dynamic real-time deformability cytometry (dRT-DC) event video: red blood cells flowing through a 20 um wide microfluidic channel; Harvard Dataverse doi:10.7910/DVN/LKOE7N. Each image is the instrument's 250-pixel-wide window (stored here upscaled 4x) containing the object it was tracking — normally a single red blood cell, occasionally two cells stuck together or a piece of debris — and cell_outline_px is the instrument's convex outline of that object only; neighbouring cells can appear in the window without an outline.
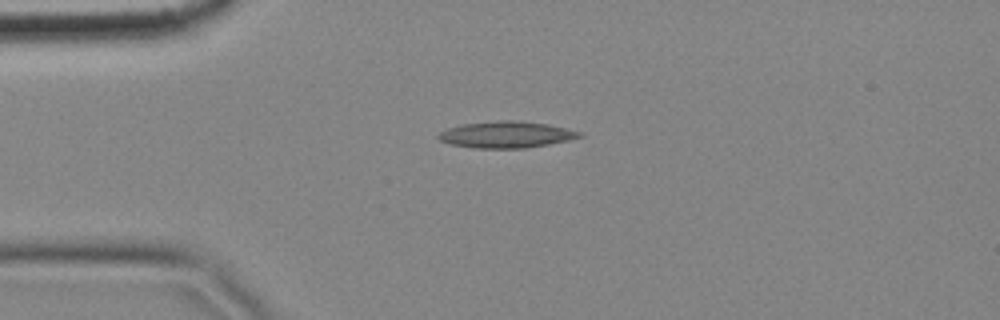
{"species": "common noctule bat (a hibernating species)", "species_latin": "Nyctalus noctula", "temperature_condition": "cold", "stored_images_in_passage": 3, "camera_frame_rate_fps": 3000, "um_per_image_px": 0.085, "animal": {"sex": "female", "body_mass_g": 18.4}, "frame": {"image": 1, "passage_image": 3, "time_ms": 0.667, "image_size_px": [1000, 320], "cell_outline_px": [[584, 136], [568, 140], [548, 144], [524, 148], [476, 148], [452, 144], [440, 140], [436, 136], [440, 132], [448, 128], [460, 124], [500, 120], [512, 120], [548, 124], [584, 132]], "centroid_in_image_um": [43.05, 11.43], "position_along_channel_um": 41.9, "area_um2": 21.73}}